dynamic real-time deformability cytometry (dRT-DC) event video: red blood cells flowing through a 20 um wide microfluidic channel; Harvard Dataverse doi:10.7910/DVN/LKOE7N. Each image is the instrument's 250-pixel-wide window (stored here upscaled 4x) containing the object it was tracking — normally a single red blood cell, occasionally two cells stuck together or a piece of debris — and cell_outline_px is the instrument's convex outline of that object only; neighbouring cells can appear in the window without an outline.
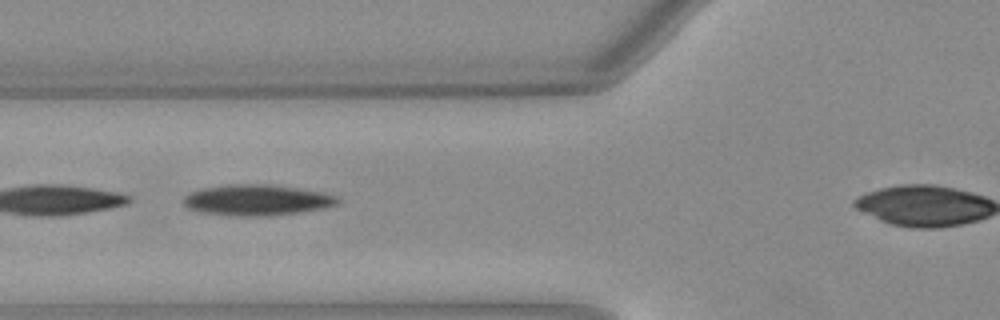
{"species": "Egyptian fruit bat (a non-hibernating species)", "species_latin": "Rousettus aegyptiacus", "temperature_condition": "warm", "stored_images_in_passage": 22, "camera_frame_rate_fps": 3000, "um_per_image_px": 0.085, "animal": {"sex": "female"}, "frame": {"image": 1, "passage_image": 13, "time_ms": 4.0, "image_size_px": [1000, 320], "cell_outline_px": [[344, 200], [340, 204], [324, 208], [268, 216], [236, 216], [204, 212], [188, 208], [184, 204], [184, 196], [188, 192], [200, 188], [228, 184], [268, 184], [324, 192], [336, 196]], "centroid_in_image_um": [21.86, 16.99], "position_along_channel_um": 103.9, "area_um2": 27.86}}
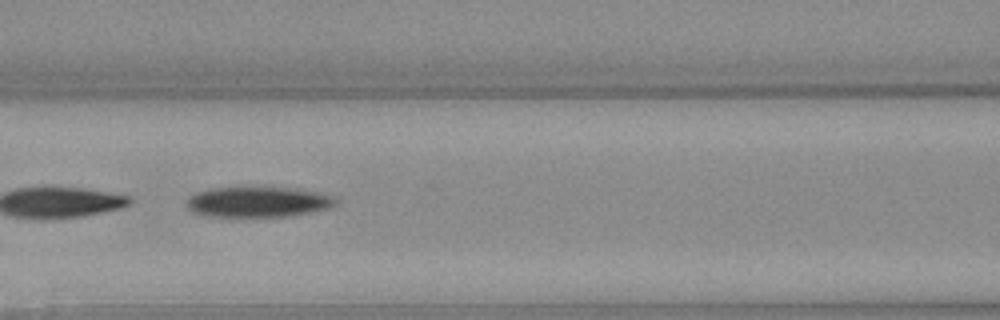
{"frame": {"image": 2, "passage_image": 16, "time_ms": 5.0, "image_size_px": [1000, 320], "cell_outline_px": [[340, 204], [328, 208], [288, 216], [204, 216], [192, 212], [188, 208], [188, 196], [196, 192], [208, 188], [232, 184], [256, 184], [324, 192], [340, 200]], "centroid_in_image_um": [21.91, 17.09], "position_along_channel_um": 144.7, "area_um2": 27.98}}